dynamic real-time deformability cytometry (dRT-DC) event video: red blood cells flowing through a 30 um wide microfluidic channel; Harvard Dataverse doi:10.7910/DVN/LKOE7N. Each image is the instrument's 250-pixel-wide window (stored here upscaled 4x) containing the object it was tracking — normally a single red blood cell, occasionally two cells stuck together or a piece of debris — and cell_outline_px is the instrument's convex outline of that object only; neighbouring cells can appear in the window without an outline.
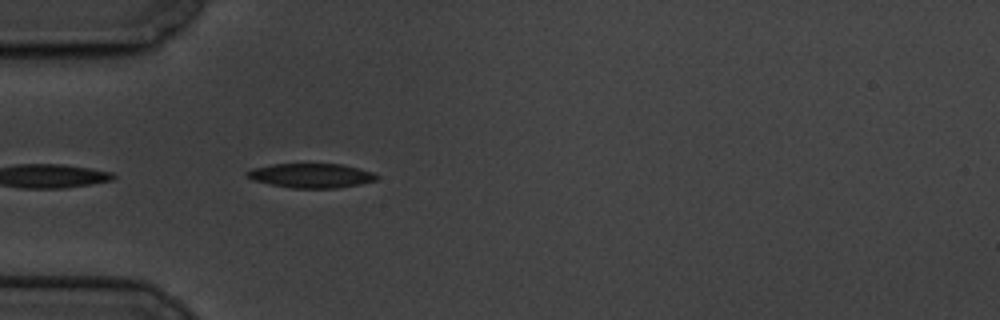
{"species": "common noctule bat (a hibernating species)", "species_latin": "Nyctalus noctula", "temperature_condition": "cold", "stored_images_in_passage": 29, "camera_frame_rate_fps": 3000, "um_per_image_px": 0.085, "animal": {"sex": "male", "body_mass_g": 19.5, "forearm_length_mm": 54.6}, "frame": {"image": 1, "passage_image": 1, "time_ms": 0.0, "image_size_px": [1000, 320], "cell_outline_px": [[380, 176], [376, 180], [360, 184], [336, 188], [292, 188], [252, 180], [244, 172], [252, 168], [276, 164], [340, 164], [360, 168], [372, 172]], "centroid_in_image_um": [26.47, 14.92], "position_along_channel_um": 58.5, "area_um2": 18.32}, "authors_computed_cell_mechanics": {"area_um2": 17.7446, "velocity_mm_per_s": 3.3226, "shape_relaxation_time_tau1_ms": 2.5568, "shape_relaxation_time_tau2_ms": null, "deformation_change_tau1": 0.0889, "deformation_change_tau2": null}}